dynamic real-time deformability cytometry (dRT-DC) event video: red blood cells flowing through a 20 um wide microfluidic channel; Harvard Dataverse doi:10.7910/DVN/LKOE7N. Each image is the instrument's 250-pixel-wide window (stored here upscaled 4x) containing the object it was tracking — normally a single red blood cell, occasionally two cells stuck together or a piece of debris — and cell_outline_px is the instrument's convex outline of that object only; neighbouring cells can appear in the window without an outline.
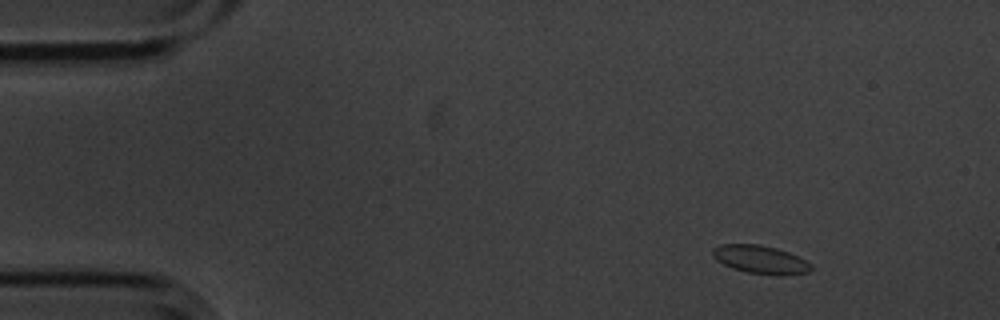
{"species": "common noctule bat (a hibernating species)", "species_latin": "Nyctalus noctula", "temperature_condition": "cold", "stored_images_in_passage": 7, "camera_frame_rate_fps": 3000, "um_per_image_px": 0.085, "animal": {"sex": "male", "body_mass_g": 20.1, "forearm_length_mm": 53.5}, "frame": {"image": 1, "passage_image": 2, "time_ms": 0.333, "image_size_px": [1000, 320], "cell_outline_px": [[812, 268], [808, 272], [780, 276], [748, 272], [732, 268], [716, 260], [712, 256], [712, 248], [720, 244], [760, 244], [776, 248], [788, 252], [812, 264]], "centroid_in_image_um": [64.61, 22.06], "position_along_channel_um": 20.4, "area_um2": 16.18}}
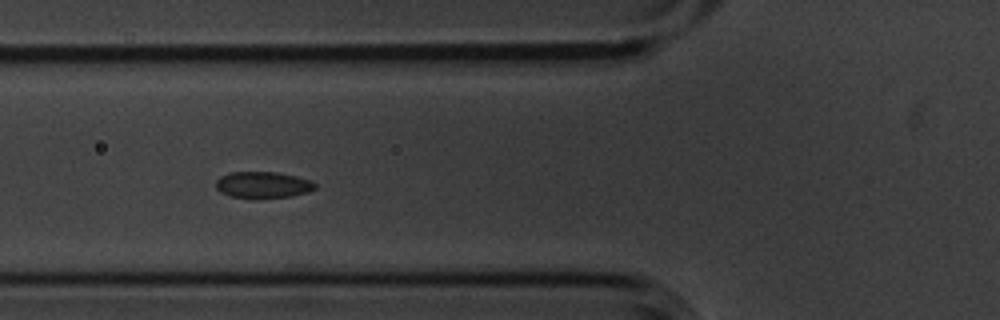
{"frame": {"image": 2, "passage_image": 6, "time_ms": 1.667, "image_size_px": [1000, 320], "cell_outline_px": [[316, 188], [308, 192], [292, 196], [256, 200], [252, 200], [232, 196], [220, 192], [216, 188], [216, 180], [220, 176], [228, 172], [276, 172], [296, 176], [312, 180], [316, 184]], "centroid_in_image_um": [22.34, 15.73], "position_along_channel_um": 103.5, "area_um2": 15.78}}
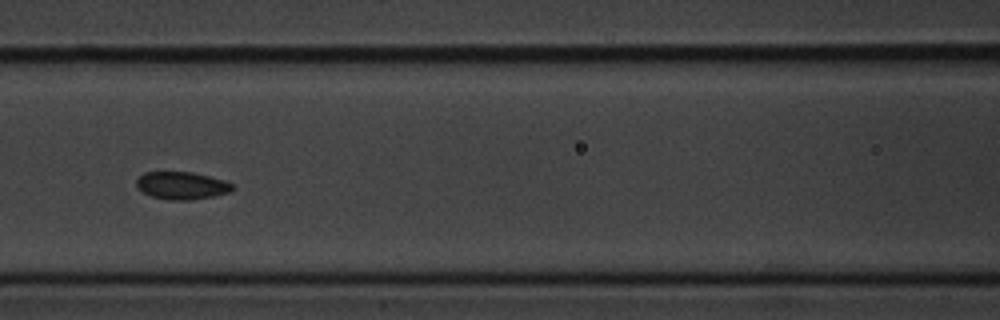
{"frame": {"image": 3, "passage_image": 7, "time_ms": 2.0, "image_size_px": [1000, 320], "cell_outline_px": [[236, 188], [228, 192], [216, 196], [192, 200], [168, 200], [152, 196], [136, 188], [136, 180], [144, 172], [192, 172], [224, 180], [232, 184]], "centroid_in_image_um": [15.45, 15.78], "position_along_channel_um": 151.1, "area_um2": 15.49}}